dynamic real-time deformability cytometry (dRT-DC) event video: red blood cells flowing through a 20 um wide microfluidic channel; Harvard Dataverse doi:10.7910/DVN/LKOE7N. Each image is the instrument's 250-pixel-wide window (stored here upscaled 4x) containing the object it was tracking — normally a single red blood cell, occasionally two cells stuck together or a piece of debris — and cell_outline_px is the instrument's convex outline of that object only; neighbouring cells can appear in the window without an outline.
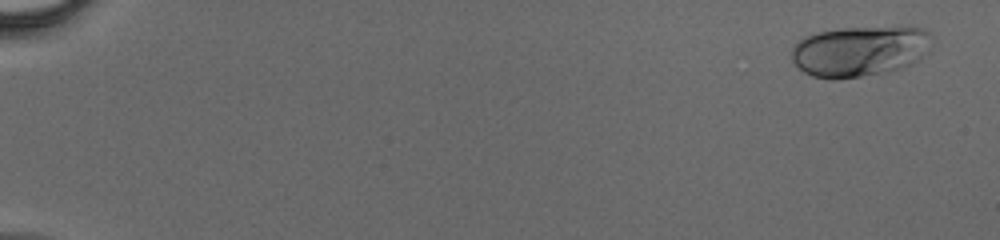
{"species": "human", "species_latin": "Homo sapiens", "temperature_condition": "cold", "stored_images_in_passage": 47, "camera_frame_rate_fps": 3000, "um_per_image_px": 0.085, "donor": {"sex": "male"}, "frame": {"image": 1, "passage_image": 3, "time_ms": 0.667, "image_size_px": [1000, 240], "cell_outline_px": [[928, 32], [920, 56], [916, 60], [900, 68], [860, 76], [812, 76], [804, 72], [792, 60], [792, 48], [800, 40], [808, 36], [820, 32], [840, 28], [920, 28]], "centroid_in_image_um": [72.95, 4.32], "position_along_channel_um": 12.1, "area_um2": 38.84}}
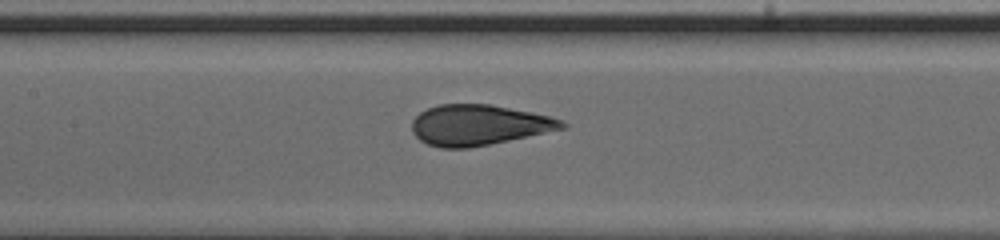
{"frame": {"image": 2, "passage_image": 25, "time_ms": 8.0, "image_size_px": [1000, 240], "cell_outline_px": [[568, 124], [564, 128], [508, 140], [468, 148], [440, 148], [428, 144], [420, 140], [412, 132], [412, 120], [420, 112], [428, 108], [440, 104], [488, 104], [532, 112], [548, 116], [560, 120]], "centroid_in_image_um": [40.64, 10.62], "position_along_channel_um": 166.8, "area_um2": 35.03}}
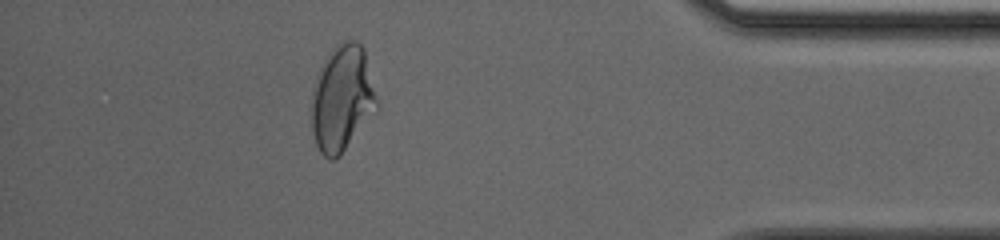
{"frame": {"image": 3, "passage_image": 43, "time_ms": 14.0, "image_size_px": [1000, 240], "cell_outline_px": [[380, 104], [376, 112], [340, 156], [336, 160], [328, 160], [320, 152], [316, 144], [312, 128], [312, 88], [316, 76], [328, 52], [336, 44], [348, 40], [356, 40], [364, 48]], "centroid_in_image_um": [29.1, 8.37], "position_along_channel_um": 406.1, "area_um2": 41.04}}